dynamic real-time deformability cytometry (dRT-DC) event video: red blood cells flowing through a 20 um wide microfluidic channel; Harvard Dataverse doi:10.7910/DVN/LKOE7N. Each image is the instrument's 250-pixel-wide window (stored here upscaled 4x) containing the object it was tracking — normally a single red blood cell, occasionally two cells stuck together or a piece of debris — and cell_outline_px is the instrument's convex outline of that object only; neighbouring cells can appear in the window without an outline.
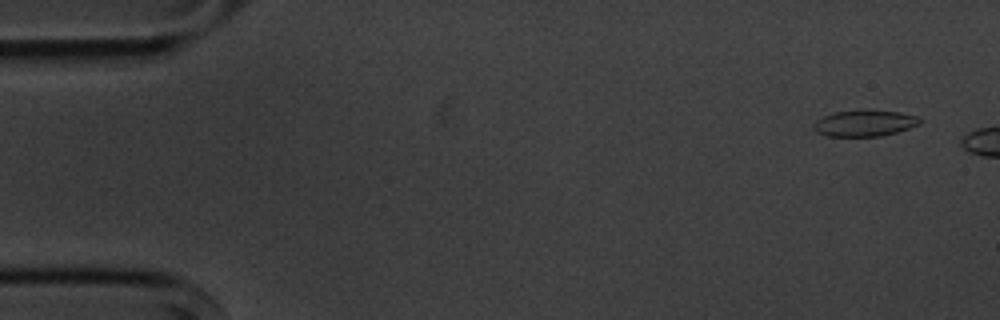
{"species": "common noctule bat (a hibernating species)", "species_latin": "Nyctalus noctula", "temperature_condition": "cold", "stored_images_in_passage": 3, "camera_frame_rate_fps": 3000, "um_per_image_px": 0.085, "animal": {"sex": "male", "body_mass_g": 20.1, "forearm_length_mm": 53.5}, "frame": {"image": 1, "passage_image": 1, "time_ms": 0.0, "image_size_px": [1000, 320], "cell_outline_px": [[920, 124], [896, 132], [880, 136], [824, 136], [816, 132], [812, 128], [812, 124], [816, 120], [824, 116], [836, 112], [900, 112], [916, 116], [920, 120]], "centroid_in_image_um": [73.43, 10.51], "position_along_channel_um": 11.6, "area_um2": 15.61}}